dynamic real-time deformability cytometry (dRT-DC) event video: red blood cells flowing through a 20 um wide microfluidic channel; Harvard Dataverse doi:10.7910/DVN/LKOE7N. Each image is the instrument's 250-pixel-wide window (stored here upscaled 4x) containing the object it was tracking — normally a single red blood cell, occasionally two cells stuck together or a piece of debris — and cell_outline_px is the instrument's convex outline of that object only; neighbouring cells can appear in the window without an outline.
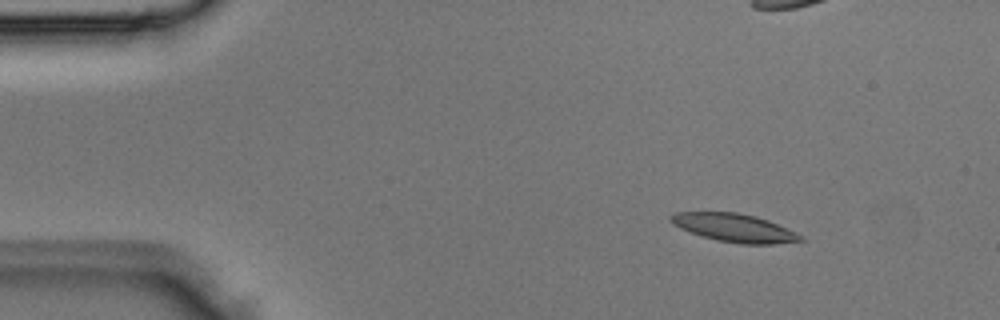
{"species": "Egyptian fruit bat (a non-hibernating species)", "species_latin": "Rousettus aegyptiacus", "temperature_condition": "room temperature", "stored_images_in_passage": 7, "camera_frame_rate_fps": 3000, "um_per_image_px": 0.085, "animal": {"sex": "male"}, "frame": {"image": 1, "passage_image": 2, "time_ms": 0.333, "image_size_px": [1000, 320], "cell_outline_px": [[808, 240], [772, 244], [740, 244], [716, 240], [680, 228], [672, 224], [668, 220], [668, 216], [676, 212], [736, 212], [756, 216], [768, 220], [796, 232], [804, 236]], "centroid_in_image_um": [62.44, 19.36], "position_along_channel_um": 22.6, "area_um2": 21.44}}
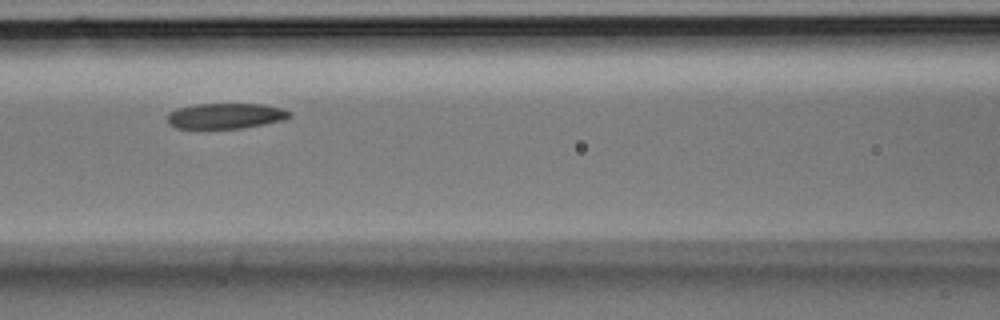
{"frame": {"image": 2, "passage_image": 6, "time_ms": 1.667, "image_size_px": [1000, 320], "cell_outline_px": [[292, 116], [284, 120], [264, 124], [240, 128], [176, 128], [168, 124], [168, 112], [180, 108], [196, 104], [264, 104], [284, 108], [292, 112]], "centroid_in_image_um": [19.23, 9.84], "position_along_channel_um": 147.4, "area_um2": 18.21}}
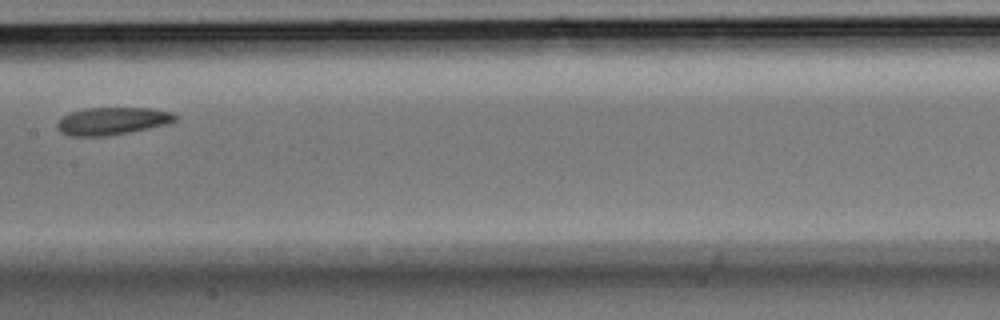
{"frame": {"image": 3, "passage_image": 7, "time_ms": 2.0, "image_size_px": [1000, 320], "cell_outline_px": [[176, 120], [164, 124], [132, 132], [108, 136], [68, 136], [60, 132], [56, 128], [56, 124], [60, 116], [84, 108], [152, 108], [172, 112], [176, 116]], "centroid_in_image_um": [9.47, 10.29], "position_along_channel_um": 197.9, "area_um2": 19.07}}